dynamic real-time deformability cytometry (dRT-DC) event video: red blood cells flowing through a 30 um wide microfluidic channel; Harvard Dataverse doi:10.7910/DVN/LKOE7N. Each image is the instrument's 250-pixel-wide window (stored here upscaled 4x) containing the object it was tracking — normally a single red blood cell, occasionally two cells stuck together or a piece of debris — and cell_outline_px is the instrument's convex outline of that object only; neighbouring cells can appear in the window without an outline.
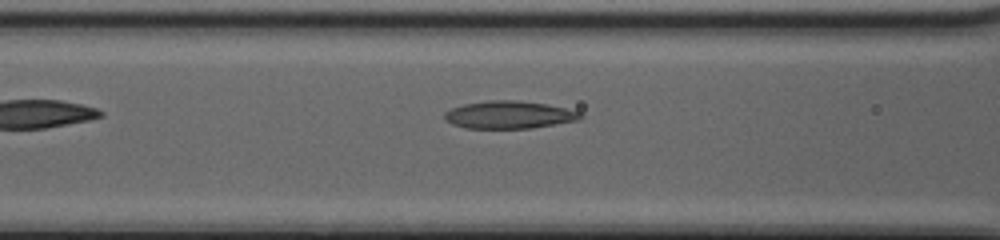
{"species": "common noctule bat (a hibernating species)", "species_latin": "Nyctalus noctula", "temperature_condition": "cold", "stored_images_in_passage": 20, "camera_frame_rate_fps": 3000, "um_per_image_px": 0.085, "animal": {"sex": "female", "body_mass_g": 20.0, "forearm_length_mm": 54.0}, "frame": {"image": 1, "passage_image": 8, "time_ms": 2.333, "image_size_px": [1000, 240], "cell_outline_px": [[584, 116], [580, 120], [532, 128], [464, 128], [452, 124], [444, 120], [444, 112], [452, 108], [464, 104], [488, 100], [516, 100], [548, 104], [580, 112]], "centroid_in_image_um": [43.27, 9.76], "position_along_channel_um": 123.3, "area_um2": 21.96}}
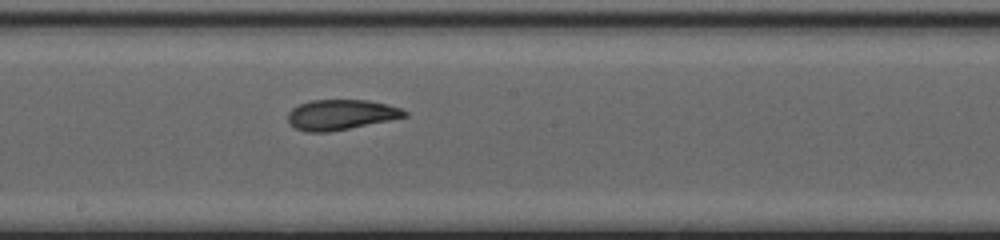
{"frame": {"image": 2, "passage_image": 15, "time_ms": 4.667, "image_size_px": [1000, 240], "cell_outline_px": [[408, 116], [328, 132], [308, 132], [296, 128], [288, 120], [288, 112], [292, 108], [300, 104], [312, 100], [368, 100], [400, 108], [408, 112]], "centroid_in_image_um": [28.96, 9.74], "position_along_channel_um": 219.2, "area_um2": 20.17}}
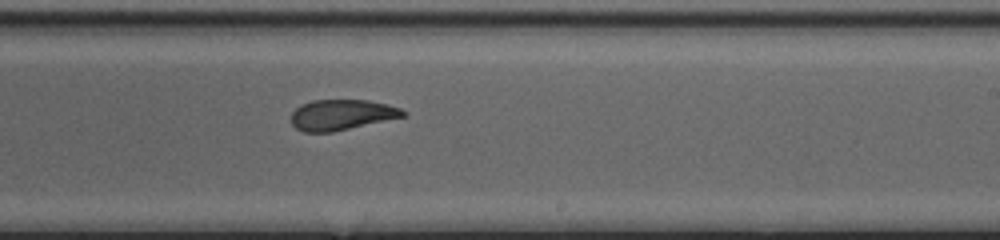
{"frame": {"image": 3, "passage_image": 18, "time_ms": 5.667, "image_size_px": [1000, 240], "cell_outline_px": [[408, 116], [332, 132], [304, 132], [296, 128], [292, 124], [292, 112], [300, 104], [312, 100], [368, 100], [388, 104], [400, 108], [408, 112]], "centroid_in_image_um": [29.08, 9.75], "position_along_channel_um": 259.9, "area_um2": 20.11}}